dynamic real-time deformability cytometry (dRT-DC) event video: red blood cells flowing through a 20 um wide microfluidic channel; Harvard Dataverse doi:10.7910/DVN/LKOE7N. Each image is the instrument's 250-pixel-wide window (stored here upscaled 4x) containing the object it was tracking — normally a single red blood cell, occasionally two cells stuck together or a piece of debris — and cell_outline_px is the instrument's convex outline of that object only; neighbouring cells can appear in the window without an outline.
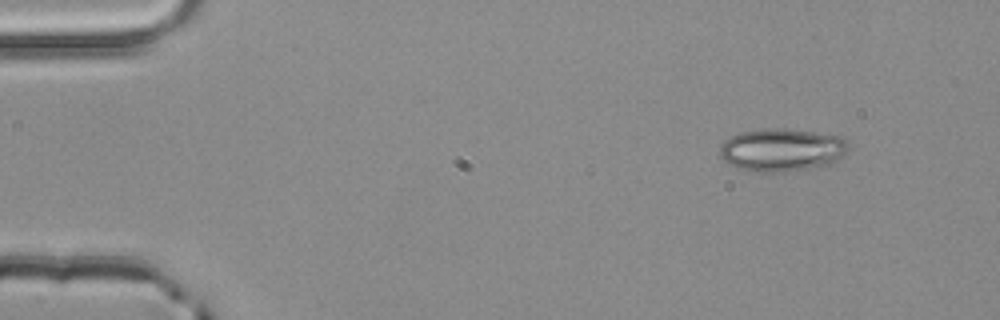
{"species": "common noctule bat (a hibernating species)", "species_latin": "Nyctalus noctula", "temperature_condition": "room temperature", "stored_images_in_passage": 2, "camera_frame_rate_fps": 3000, "um_per_image_px": 0.085, "animal": {"sex": "male", "body_mass_g": 20.4}, "frame": {"image": 1, "passage_image": 1, "time_ms": 0.0, "image_size_px": [1000, 320], "cell_outline_px": [[852, 144], [848, 152], [832, 164], [816, 168], [788, 172], [748, 172], [736, 168], [728, 164], [720, 156], [720, 144], [724, 140], [740, 132], [764, 128], [784, 128], [840, 136], [848, 140]], "centroid_in_image_um": [66.49, 12.76], "position_along_channel_um": 18.5, "area_um2": 33.06}}